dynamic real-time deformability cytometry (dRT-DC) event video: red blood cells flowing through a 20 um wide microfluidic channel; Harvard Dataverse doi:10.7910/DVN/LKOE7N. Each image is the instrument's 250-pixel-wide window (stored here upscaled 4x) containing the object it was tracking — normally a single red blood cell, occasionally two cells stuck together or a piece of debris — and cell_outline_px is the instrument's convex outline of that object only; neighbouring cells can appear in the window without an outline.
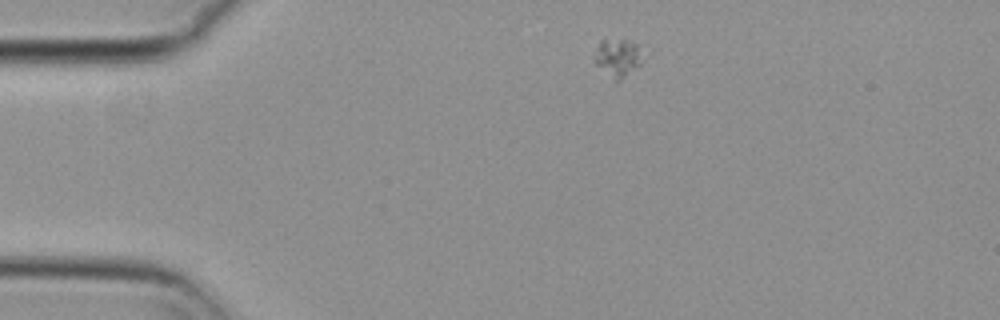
{"species": "common noctule bat (a hibernating species)", "species_latin": "Nyctalus noctula", "temperature_condition": "cold", "stored_images_in_passage": 47, "camera_frame_rate_fps": 3000, "um_per_image_px": 0.085, "animal": {"sex": "female", "body_mass_g": 29.2, "forearm_length_mm": 56.3}, "frame": {"image": 1, "passage_image": 1, "time_ms": 0.0, "image_size_px": [1000, 320], "cell_outline_px": [[644, 48], [640, 64], [616, 84], [592, 60], [596, 48], [600, 40], [624, 40], [636, 44]], "centroid_in_image_um": [52.5, 4.93], "position_along_channel_um": 32.5, "area_um2": 10.87}}
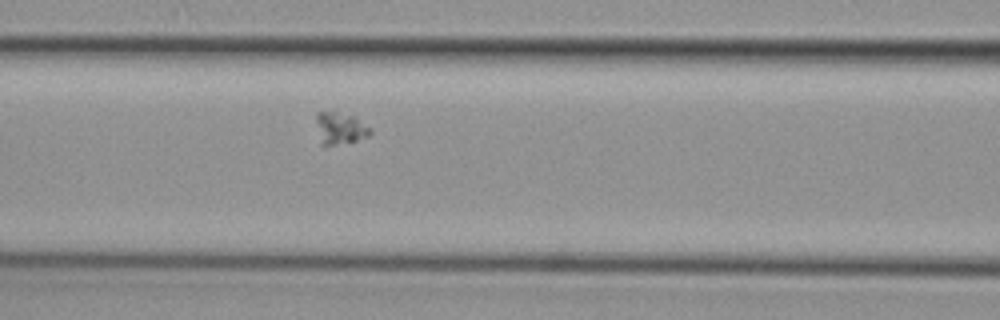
{"frame": {"image": 2, "passage_image": 14, "time_ms": 4.333, "image_size_px": [1000, 320], "cell_outline_px": [[372, 132], [368, 136], [356, 140], [332, 144], [320, 144], [316, 120], [316, 112], [332, 108], [356, 116]], "centroid_in_image_um": [28.86, 10.8], "position_along_channel_um": 137.7, "area_um2": 10.29}}
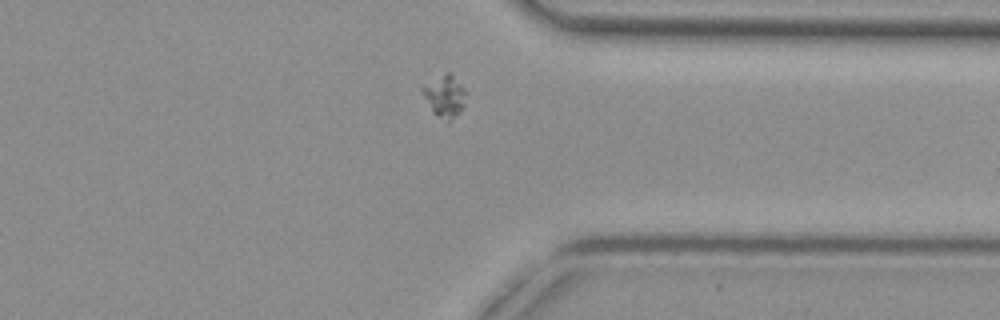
{"frame": {"image": 3, "passage_image": 34, "time_ms": 11.0, "image_size_px": [1000, 320], "cell_outline_px": [[464, 108], [460, 112], [452, 116], [440, 116], [432, 112], [420, 88], [444, 72], [452, 72], [464, 88]], "centroid_in_image_um": [37.8, 8.07], "position_along_channel_um": 373.6, "area_um2": 10.12}}